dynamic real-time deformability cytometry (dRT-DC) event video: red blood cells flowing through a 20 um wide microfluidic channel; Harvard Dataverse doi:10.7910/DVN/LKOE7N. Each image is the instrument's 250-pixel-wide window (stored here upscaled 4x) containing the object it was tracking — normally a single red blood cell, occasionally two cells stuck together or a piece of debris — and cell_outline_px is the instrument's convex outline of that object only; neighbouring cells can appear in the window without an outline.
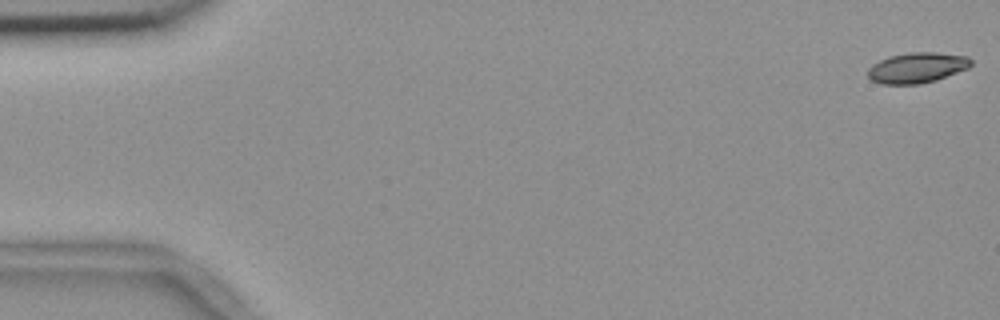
{"species": "common noctule bat (a hibernating species)", "species_latin": "Nyctalus noctula", "temperature_condition": "room temperature", "stored_images_in_passage": 55, "camera_frame_rate_fps": 3000, "um_per_image_px": 0.085, "animal": {"sex": "female", "body_mass_g": 18.4}, "frame": {"image": 1, "passage_image": 1, "time_ms": 0.0, "image_size_px": [1000, 320], "cell_outline_px": [[972, 64], [968, 68], [936, 80], [920, 84], [880, 84], [872, 80], [868, 76], [868, 68], [872, 64], [888, 56], [912, 52], [936, 52], [968, 56], [972, 60]], "centroid_in_image_um": [77.95, 5.75], "position_along_channel_um": 7.1, "area_um2": 18.38}}
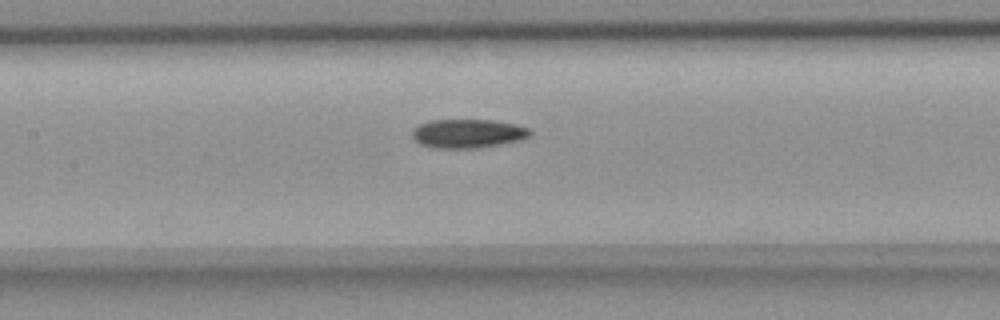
{"frame": {"image": 2, "passage_image": 26, "time_ms": 8.333, "image_size_px": [1000, 320], "cell_outline_px": [[532, 136], [520, 140], [476, 148], [432, 148], [420, 144], [412, 136], [412, 128], [420, 124], [432, 120], [492, 120], [516, 124], [528, 128], [532, 132]], "centroid_in_image_um": [39.77, 11.35], "position_along_channel_um": 167.6, "area_um2": 19.83}}
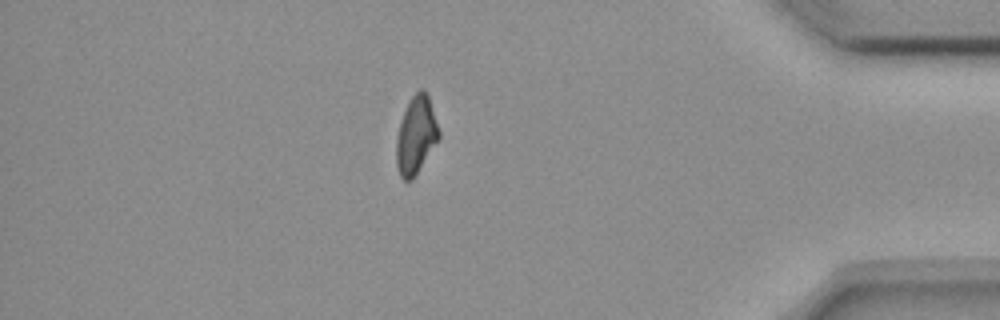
{"frame": {"image": 3, "passage_image": 48, "time_ms": 15.667, "image_size_px": [1000, 320], "cell_outline_px": [[440, 136], [412, 180], [404, 180], [400, 176], [396, 164], [396, 140], [400, 124], [408, 100], [420, 88], [424, 88], [428, 96], [440, 132]], "centroid_in_image_um": [35.35, 11.47], "position_along_channel_um": 399.9, "area_um2": 18.9}, "authors_computed_cell_mechanics": {"area_um2": 19.5364, "velocity_mm_per_s": 3.6887, "shape_relaxation_time_tau1_ms": 5.8003, "shape_relaxation_time_tau2_ms": null, "deformation_change_tau1": 0.1573, "deformation_change_tau2": null}}